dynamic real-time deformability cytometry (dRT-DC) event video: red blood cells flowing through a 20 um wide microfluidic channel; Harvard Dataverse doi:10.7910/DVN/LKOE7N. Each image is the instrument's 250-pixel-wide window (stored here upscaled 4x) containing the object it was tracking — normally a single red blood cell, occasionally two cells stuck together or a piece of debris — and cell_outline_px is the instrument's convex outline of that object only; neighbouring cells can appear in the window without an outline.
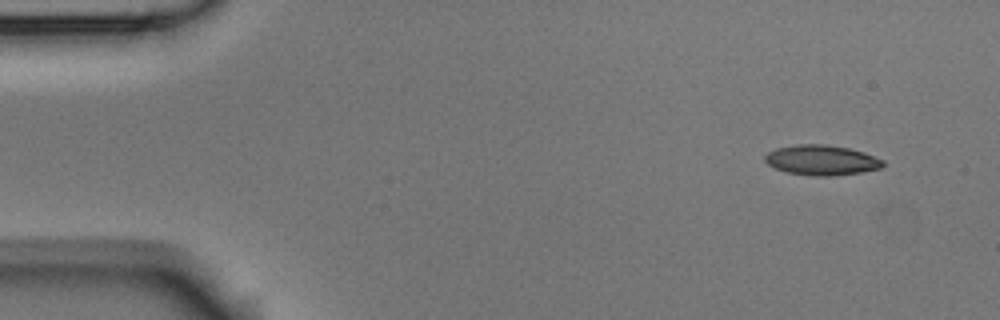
{"species": "Egyptian fruit bat (a non-hibernating species)", "species_latin": "Rousettus aegyptiacus", "temperature_condition": "room temperature", "stored_images_in_passage": 5, "camera_frame_rate_fps": 3000, "um_per_image_px": 0.085, "animal": {"sex": "male"}, "frame": {"image": 1, "passage_image": 1, "time_ms": 0.0, "image_size_px": [1000, 320], "cell_outline_px": [[884, 164], [880, 168], [860, 172], [828, 176], [820, 176], [784, 172], [768, 164], [764, 160], [764, 156], [768, 152], [776, 148], [796, 144], [824, 144], [848, 148], [864, 152], [884, 160]], "centroid_in_image_um": [69.81, 13.6], "position_along_channel_um": 15.2, "area_um2": 20.58}}
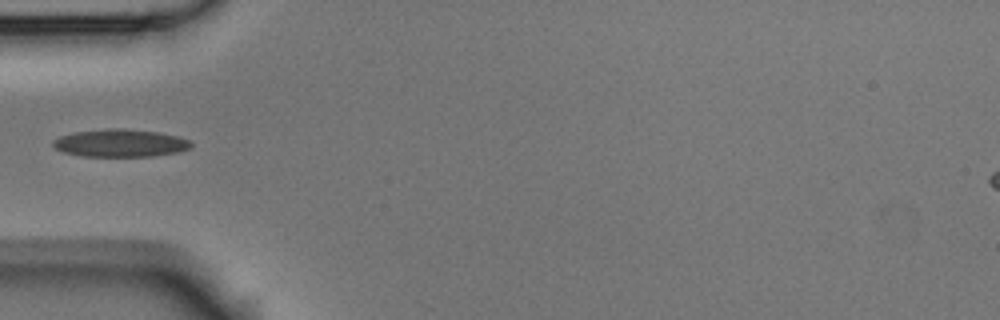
{"frame": {"image": 2, "passage_image": 4, "time_ms": 1.0, "image_size_px": [1000, 320], "cell_outline_px": [[192, 144], [188, 148], [176, 152], [152, 156], [80, 156], [64, 152], [56, 148], [52, 144], [52, 140], [60, 136], [72, 132], [104, 128], [124, 128], [156, 132], [180, 136], [188, 140]], "centroid_in_image_um": [10.17, 12.15], "position_along_channel_um": 74.8, "area_um2": 22.25}}
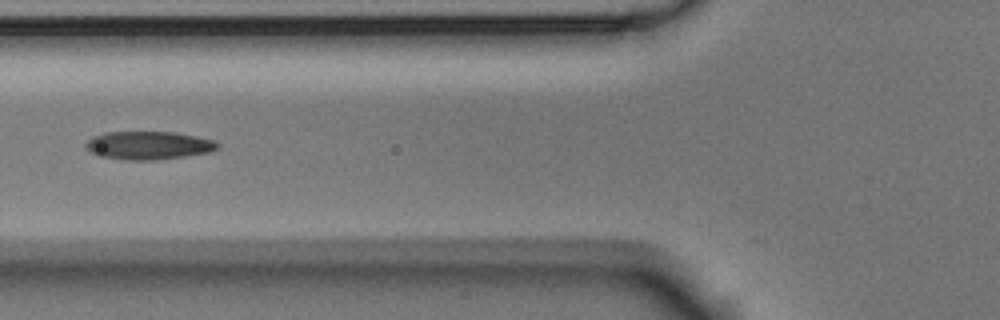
{"frame": {"image": 3, "passage_image": 5, "time_ms": 1.333, "image_size_px": [1000, 320], "cell_outline_px": [[220, 148], [212, 152], [184, 156], [152, 160], [124, 160], [100, 156], [92, 152], [84, 144], [92, 136], [104, 132], [176, 132], [216, 140], [220, 144]], "centroid_in_image_um": [12.67, 12.35], "position_along_channel_um": 113.1, "area_um2": 21.79}}